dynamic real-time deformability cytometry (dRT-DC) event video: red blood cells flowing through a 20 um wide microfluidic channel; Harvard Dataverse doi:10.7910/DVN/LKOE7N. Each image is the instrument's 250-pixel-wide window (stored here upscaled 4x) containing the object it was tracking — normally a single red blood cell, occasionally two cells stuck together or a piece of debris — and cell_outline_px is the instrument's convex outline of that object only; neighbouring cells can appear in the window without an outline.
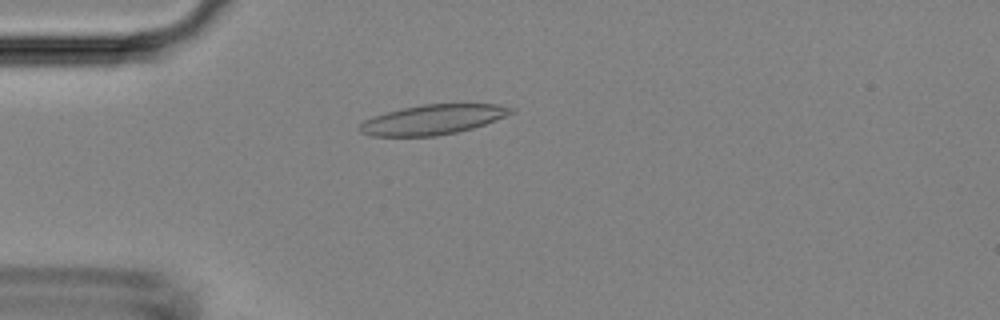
{"species": "Egyptian fruit bat (a non-hibernating species)", "species_latin": "Rousettus aegyptiacus", "temperature_condition": "room temperature", "stored_images_in_passage": 49, "camera_frame_rate_fps": 3000, "um_per_image_px": 0.085, "animal": {"sex": "female"}, "frame": {"image": 1, "passage_image": 13, "time_ms": 4.0, "image_size_px": [1000, 320], "cell_outline_px": [[516, 112], [496, 120], [472, 128], [456, 132], [436, 136], [372, 136], [360, 132], [360, 124], [364, 120], [372, 116], [404, 108], [424, 104], [496, 104], [516, 108]], "centroid_in_image_um": [36.82, 10.16], "position_along_channel_um": 48.2, "area_um2": 26.18}}
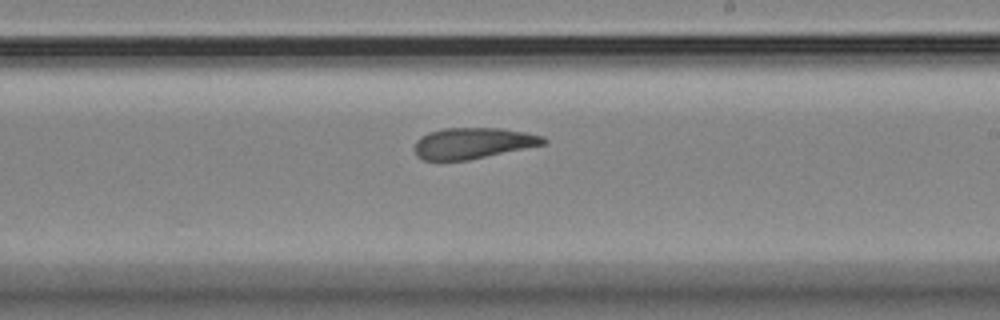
{"frame": {"image": 2, "passage_image": 29, "time_ms": 9.333, "image_size_px": [1000, 320], "cell_outline_px": [[548, 140], [544, 144], [468, 160], [420, 160], [416, 156], [412, 148], [416, 140], [420, 136], [428, 132], [444, 128], [500, 128], [524, 132], [544, 136]], "centroid_in_image_um": [40.13, 12.17], "position_along_channel_um": 248.9, "area_um2": 23.41}}
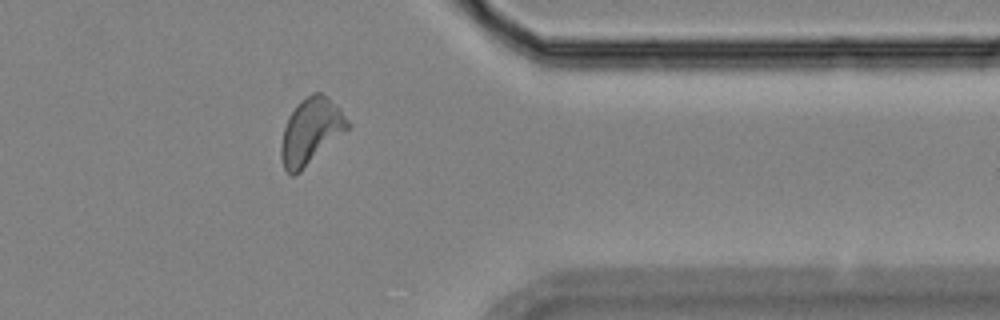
{"frame": {"image": 3, "passage_image": 40, "time_ms": 13.0, "image_size_px": [1000, 320], "cell_outline_px": [[348, 128], [300, 172], [292, 176], [284, 168], [280, 156], [280, 148], [284, 128], [288, 116], [296, 104], [300, 100], [312, 92], [320, 92], [328, 96], [340, 108], [348, 120]], "centroid_in_image_um": [26.39, 11.12], "position_along_channel_um": 385.0, "area_um2": 25.37}}